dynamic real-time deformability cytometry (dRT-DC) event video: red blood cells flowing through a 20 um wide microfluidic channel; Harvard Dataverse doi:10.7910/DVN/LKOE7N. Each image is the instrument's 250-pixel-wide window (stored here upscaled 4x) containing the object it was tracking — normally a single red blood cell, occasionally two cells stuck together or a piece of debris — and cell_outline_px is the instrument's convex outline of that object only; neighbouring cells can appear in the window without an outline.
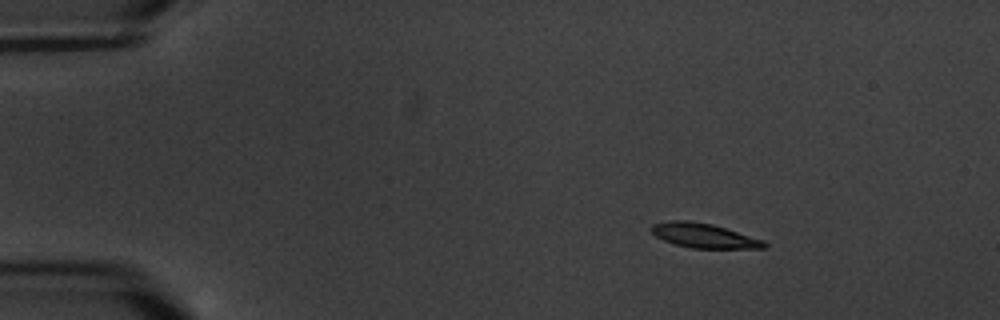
{"species": "common noctule bat (a hibernating species)", "species_latin": "Nyctalus noctula", "temperature_condition": "warm", "stored_images_in_passage": 8, "camera_frame_rate_fps": 3000, "um_per_image_px": 0.085, "animal": {"sex": "male", "body_mass_g": 20.1, "forearm_length_mm": 53.5}, "frame": {"image": 1, "passage_image": 1, "time_ms": 0.0, "image_size_px": [1000, 320], "cell_outline_px": [[768, 244], [764, 248], [692, 248], [676, 244], [664, 240], [656, 236], [652, 232], [652, 224], [668, 220], [688, 220], [712, 224], [764, 240]], "centroid_in_image_um": [59.83, 20.02], "position_along_channel_um": 25.2, "area_um2": 15.95}}
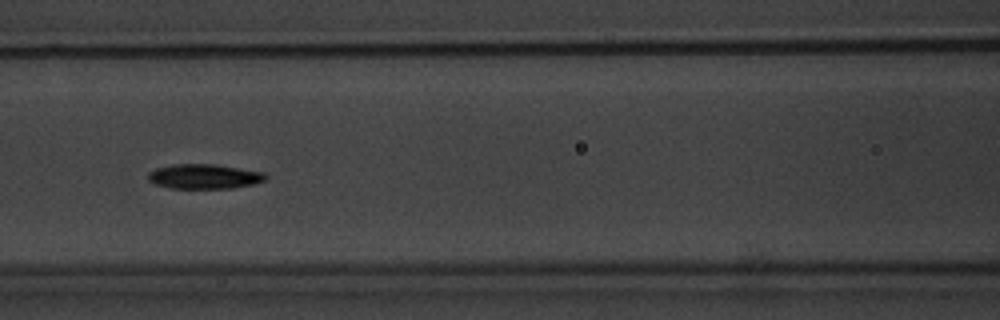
{"frame": {"image": 2, "passage_image": 6, "time_ms": 6.0, "image_size_px": [1000, 320], "cell_outline_px": [[268, 176], [264, 180], [252, 184], [232, 188], [172, 188], [152, 184], [148, 180], [148, 172], [156, 168], [176, 164], [216, 164], [264, 172]], "centroid_in_image_um": [17.33, 14.99], "position_along_channel_um": 149.3, "area_um2": 16.94}}
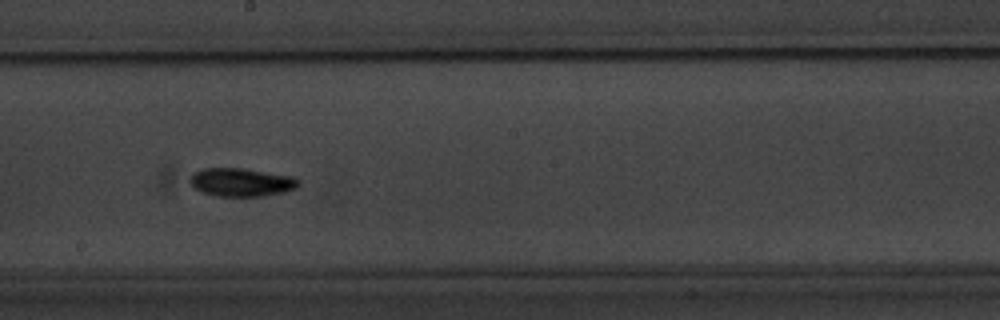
{"frame": {"image": 3, "passage_image": 8, "time_ms": 8.333, "image_size_px": [1000, 320], "cell_outline_px": [[300, 184], [296, 188], [284, 192], [264, 196], [216, 196], [200, 192], [188, 180], [192, 172], [200, 168], [244, 168], [296, 176], [300, 180]], "centroid_in_image_um": [20.53, 15.48], "position_along_channel_um": 227.7, "area_um2": 18.32}}